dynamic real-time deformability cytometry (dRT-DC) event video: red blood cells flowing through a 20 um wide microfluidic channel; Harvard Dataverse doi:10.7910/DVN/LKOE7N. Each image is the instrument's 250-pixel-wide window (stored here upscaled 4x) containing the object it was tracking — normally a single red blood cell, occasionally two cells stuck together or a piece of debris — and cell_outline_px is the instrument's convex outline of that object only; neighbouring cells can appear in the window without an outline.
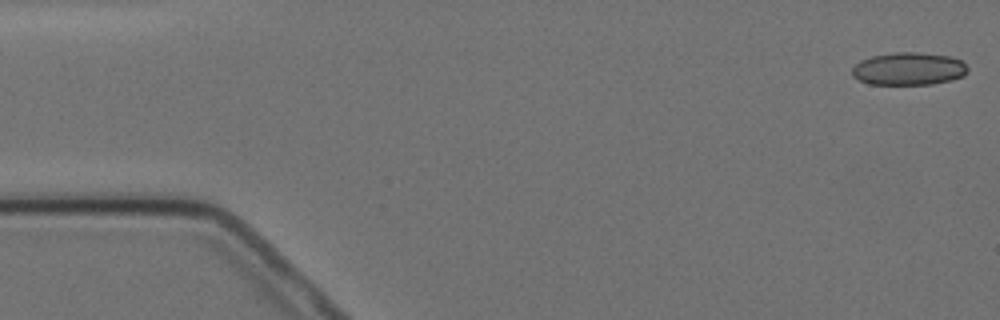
{"species": "Egyptian fruit bat (a non-hibernating species)", "species_latin": "Rousettus aegyptiacus", "temperature_condition": "cold", "stored_images_in_passage": 6, "camera_frame_rate_fps": 3000, "um_per_image_px": 0.085, "animal": {"sex": "female"}, "frame": {"image": 1, "passage_image": 1, "time_ms": 0.0, "image_size_px": [1000, 320], "cell_outline_px": [[968, 72], [964, 76], [952, 80], [932, 84], [868, 84], [852, 76], [852, 68], [860, 60], [872, 56], [896, 52], [916, 52], [948, 56], [960, 60], [968, 68]], "centroid_in_image_um": [77.24, 5.85], "position_along_channel_um": 7.8, "area_um2": 22.02}}
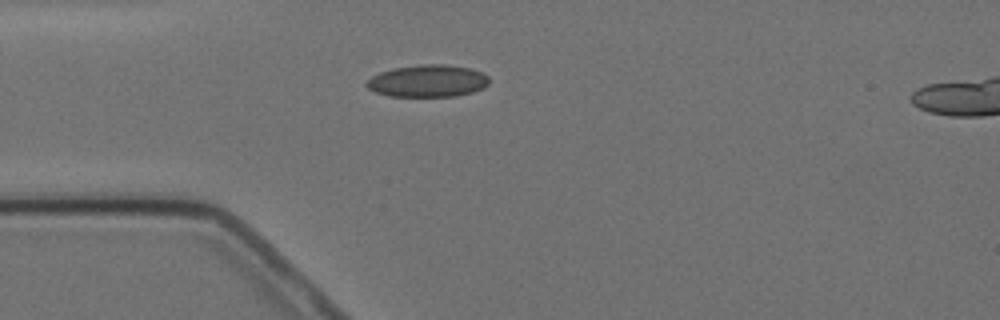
{"frame": {"image": 2, "passage_image": 5, "time_ms": 4.333, "image_size_px": [1000, 320], "cell_outline_px": [[488, 84], [472, 92], [456, 96], [388, 96], [376, 92], [368, 88], [364, 84], [372, 76], [380, 72], [392, 68], [420, 64], [444, 64], [472, 68], [488, 76]], "centroid_in_image_um": [36.33, 6.87], "position_along_channel_um": 48.7, "area_um2": 22.95}}